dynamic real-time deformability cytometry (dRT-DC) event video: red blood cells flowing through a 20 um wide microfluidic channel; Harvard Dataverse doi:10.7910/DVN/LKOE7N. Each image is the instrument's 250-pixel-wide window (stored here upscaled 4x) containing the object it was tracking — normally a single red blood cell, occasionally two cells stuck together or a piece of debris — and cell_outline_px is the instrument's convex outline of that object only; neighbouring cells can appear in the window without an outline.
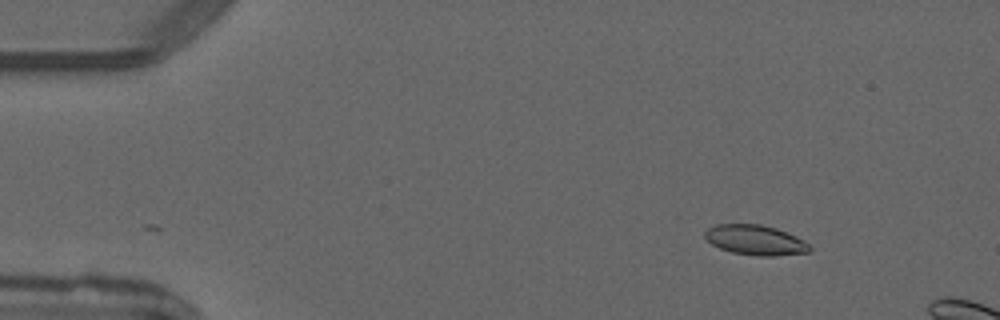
{"species": "common noctule bat (a hibernating species)", "species_latin": "Nyctalus noctula", "temperature_condition": "warm", "stored_images_in_passage": 2, "camera_frame_rate_fps": 3000, "um_per_image_px": 0.085, "animal": {"sex": "male", "forearm_length_mm": 52.5}, "frame": {"image": 1, "passage_image": 2, "time_ms": 1.0, "image_size_px": [1000, 320], "cell_outline_px": [[812, 248], [808, 252], [772, 256], [760, 256], [732, 252], [720, 248], [712, 244], [704, 236], [704, 232], [708, 228], [716, 224], [760, 224], [776, 228], [796, 236], [808, 244]], "centroid_in_image_um": [64.19, 20.39], "position_along_channel_um": 20.8, "area_um2": 18.15}}